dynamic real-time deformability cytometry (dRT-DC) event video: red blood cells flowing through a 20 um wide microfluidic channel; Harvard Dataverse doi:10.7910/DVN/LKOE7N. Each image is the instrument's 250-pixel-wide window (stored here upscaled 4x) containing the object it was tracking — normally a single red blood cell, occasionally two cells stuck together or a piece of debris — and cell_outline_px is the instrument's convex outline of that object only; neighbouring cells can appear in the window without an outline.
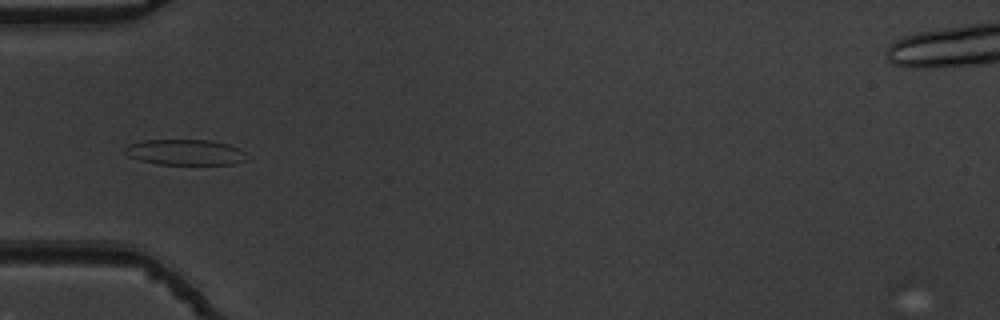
{"species": "common noctule bat (a hibernating species)", "species_latin": "Nyctalus noctula", "temperature_condition": "warm", "stored_images_in_passage": 39, "camera_frame_rate_fps": 3000, "um_per_image_px": 0.085, "animal": {"sex": "male", "body_mass_g": 19.5, "forearm_length_mm": 54.6}, "frame": {"image": 1, "passage_image": 3, "time_ms": 0.667, "image_size_px": [1000, 320], "cell_outline_px": [[248, 160], [232, 164], [156, 164], [140, 160], [128, 156], [124, 152], [124, 148], [128, 144], [144, 140], [208, 140], [228, 144], [240, 148], [244, 152]], "centroid_in_image_um": [15.74, 12.94], "position_along_channel_um": 69.3, "area_um2": 18.26}}
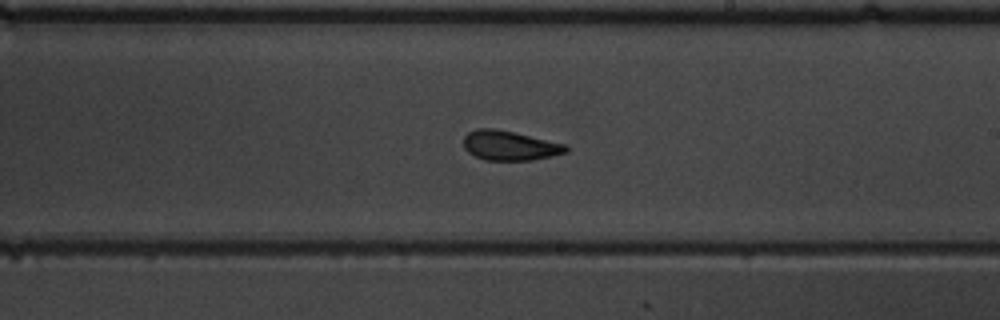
{"frame": {"image": 2, "passage_image": 17, "time_ms": 5.333, "image_size_px": [1000, 320], "cell_outline_px": [[568, 152], [552, 156], [532, 160], [484, 160], [468, 152], [464, 148], [464, 136], [468, 132], [476, 128], [492, 128], [512, 132], [568, 144]], "centroid_in_image_um": [43.34, 12.37], "position_along_channel_um": 245.7, "area_um2": 17.69}}
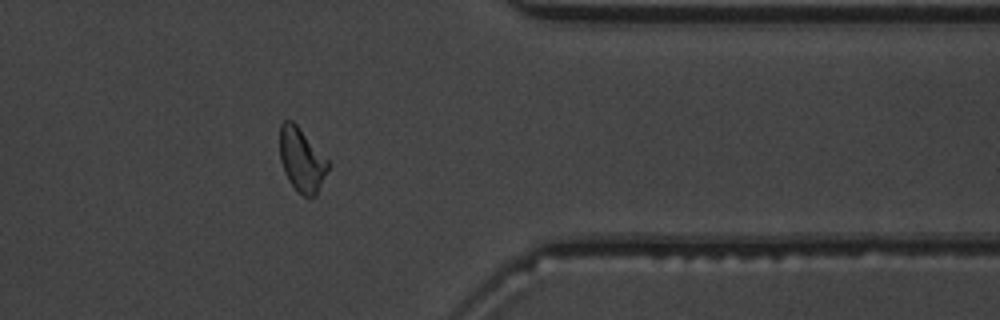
{"frame": {"image": 3, "passage_image": 29, "time_ms": 9.333, "image_size_px": [1000, 320], "cell_outline_px": [[332, 164], [316, 196], [308, 200], [288, 180], [284, 172], [280, 160], [280, 124], [284, 120], [292, 120], [296, 124]], "centroid_in_image_um": [25.67, 13.61], "position_along_channel_um": 385.7, "area_um2": 18.15}, "authors_computed_cell_mechanics": {"area_um2": 17.7446, "velocity_mm_per_s": 3.7856, "shape_relaxation_time_tau1_ms": 9.1274, "shape_relaxation_time_tau2_ms": 1.9658, "deformation_change_tau1": 0.214, "deformation_change_tau2": 0.0935}}